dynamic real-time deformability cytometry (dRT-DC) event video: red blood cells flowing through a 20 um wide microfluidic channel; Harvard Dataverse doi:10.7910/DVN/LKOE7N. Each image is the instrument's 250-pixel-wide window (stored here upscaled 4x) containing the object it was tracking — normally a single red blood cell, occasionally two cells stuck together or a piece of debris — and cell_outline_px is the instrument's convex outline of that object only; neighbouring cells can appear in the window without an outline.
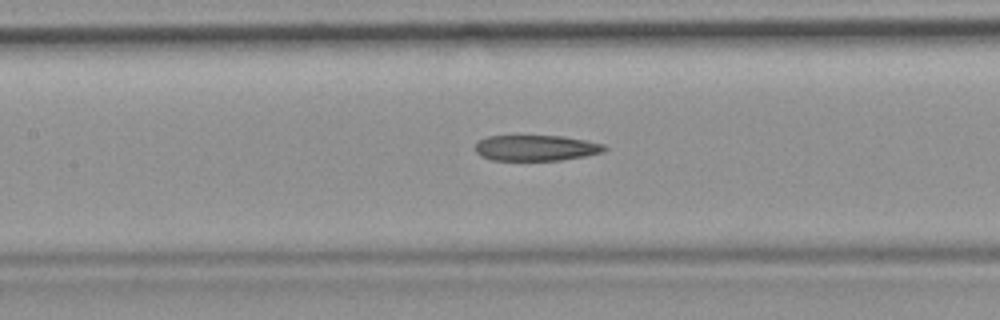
{"species": "common noctule bat (a hibernating species)", "species_latin": "Nyctalus noctula", "temperature_condition": "room temperature", "stored_images_in_passage": 32, "camera_frame_rate_fps": 3000, "um_per_image_px": 0.085, "animal": {"sex": "female", "body_mass_g": 19.9}, "frame": {"image": 1, "passage_image": 14, "time_ms": 4.333, "image_size_px": [1000, 320], "cell_outline_px": [[608, 148], [604, 152], [584, 156], [560, 160], [492, 160], [480, 156], [476, 152], [476, 144], [480, 140], [488, 136], [564, 136], [604, 144]], "centroid_in_image_um": [45.58, 12.57], "position_along_channel_um": 161.8, "area_um2": 19.31}}
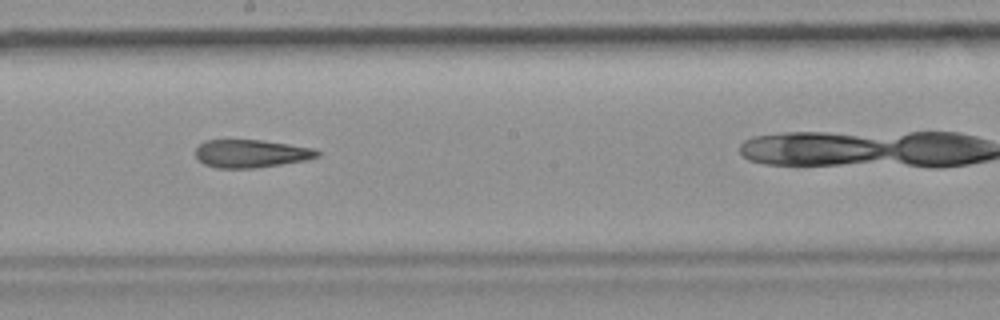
{"frame": {"image": 2, "passage_image": 19, "time_ms": 6.0, "image_size_px": [1000, 320], "cell_outline_px": [[320, 156], [308, 160], [256, 168], [216, 168], [204, 164], [196, 156], [196, 148], [204, 140], [260, 140], [316, 148], [320, 152]], "centroid_in_image_um": [21.38, 13.06], "position_along_channel_um": 226.8, "area_um2": 19.94}}